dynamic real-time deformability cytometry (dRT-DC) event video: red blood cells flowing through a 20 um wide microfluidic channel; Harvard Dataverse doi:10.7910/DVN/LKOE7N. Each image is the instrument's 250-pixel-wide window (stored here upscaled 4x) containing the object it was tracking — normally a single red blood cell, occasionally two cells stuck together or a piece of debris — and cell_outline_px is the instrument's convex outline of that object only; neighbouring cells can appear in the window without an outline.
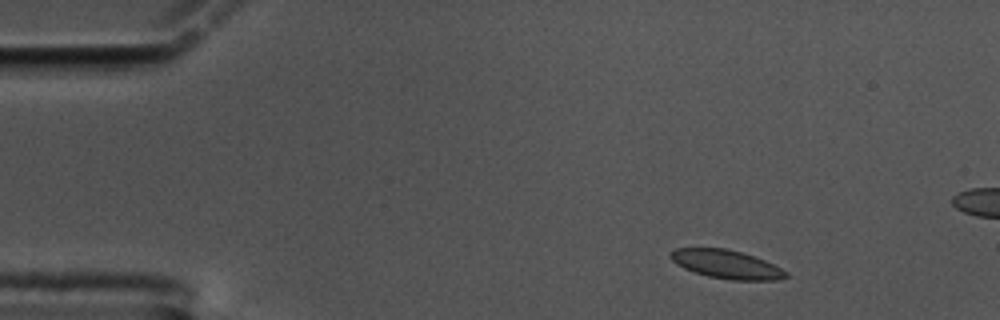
{"species": "common noctule bat (a hibernating species)", "species_latin": "Nyctalus noctula", "temperature_condition": "cold", "stored_images_in_passage": 11, "camera_frame_rate_fps": 3000, "um_per_image_px": 0.085, "animal": {"sex": "male", "body_mass_g": 17.5, "forearm_length_mm": 52.3}, "frame": {"image": 1, "passage_image": 1, "time_ms": 0.0, "image_size_px": [1000, 320], "cell_outline_px": [[788, 276], [776, 280], [732, 280], [708, 276], [684, 268], [676, 264], [668, 256], [676, 248], [724, 248], [740, 252], [764, 260], [788, 272]], "centroid_in_image_um": [61.73, 22.47], "position_along_channel_um": 23.3, "area_um2": 18.9}}